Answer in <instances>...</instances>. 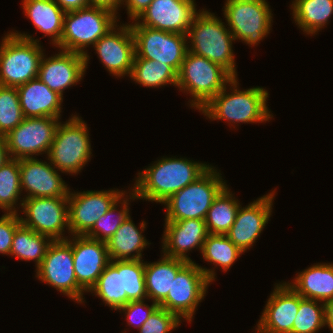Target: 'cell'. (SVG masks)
I'll return each instance as SVG.
<instances>
[{"mask_svg":"<svg viewBox=\"0 0 333 333\" xmlns=\"http://www.w3.org/2000/svg\"><path fill=\"white\" fill-rule=\"evenodd\" d=\"M130 78L145 87H161L167 84L177 86L178 73L168 64L134 58Z\"/></svg>","mask_w":333,"mask_h":333,"instance_id":"obj_33","label":"cell"},{"mask_svg":"<svg viewBox=\"0 0 333 333\" xmlns=\"http://www.w3.org/2000/svg\"><path fill=\"white\" fill-rule=\"evenodd\" d=\"M117 27L116 24L93 47L109 73L123 77L131 73L135 57V43L130 24Z\"/></svg>","mask_w":333,"mask_h":333,"instance_id":"obj_17","label":"cell"},{"mask_svg":"<svg viewBox=\"0 0 333 333\" xmlns=\"http://www.w3.org/2000/svg\"><path fill=\"white\" fill-rule=\"evenodd\" d=\"M125 191H83L68 194L69 233L86 235L96 221L116 203Z\"/></svg>","mask_w":333,"mask_h":333,"instance_id":"obj_15","label":"cell"},{"mask_svg":"<svg viewBox=\"0 0 333 333\" xmlns=\"http://www.w3.org/2000/svg\"><path fill=\"white\" fill-rule=\"evenodd\" d=\"M195 5L194 0H153L135 21L141 26L187 35L199 13Z\"/></svg>","mask_w":333,"mask_h":333,"instance_id":"obj_16","label":"cell"},{"mask_svg":"<svg viewBox=\"0 0 333 333\" xmlns=\"http://www.w3.org/2000/svg\"><path fill=\"white\" fill-rule=\"evenodd\" d=\"M181 319L158 306L139 329V333H169L180 326Z\"/></svg>","mask_w":333,"mask_h":333,"instance_id":"obj_40","label":"cell"},{"mask_svg":"<svg viewBox=\"0 0 333 333\" xmlns=\"http://www.w3.org/2000/svg\"><path fill=\"white\" fill-rule=\"evenodd\" d=\"M90 292H94L112 310H119L129 303L124 291L122 260H110Z\"/></svg>","mask_w":333,"mask_h":333,"instance_id":"obj_29","label":"cell"},{"mask_svg":"<svg viewBox=\"0 0 333 333\" xmlns=\"http://www.w3.org/2000/svg\"><path fill=\"white\" fill-rule=\"evenodd\" d=\"M52 241L48 236L37 233L21 223L15 230L10 255L20 260H34L38 267Z\"/></svg>","mask_w":333,"mask_h":333,"instance_id":"obj_31","label":"cell"},{"mask_svg":"<svg viewBox=\"0 0 333 333\" xmlns=\"http://www.w3.org/2000/svg\"><path fill=\"white\" fill-rule=\"evenodd\" d=\"M234 77L222 66L187 51L178 73L177 87L188 91L191 107L201 109Z\"/></svg>","mask_w":333,"mask_h":333,"instance_id":"obj_6","label":"cell"},{"mask_svg":"<svg viewBox=\"0 0 333 333\" xmlns=\"http://www.w3.org/2000/svg\"><path fill=\"white\" fill-rule=\"evenodd\" d=\"M129 195L130 198H123L124 196L122 195V197L116 203H114L110 207V209L96 221L95 225L86 234V236L102 242H107L115 233V231L119 228V226L130 216L128 208L129 207L128 199H137V198L133 191L132 193L130 191ZM118 203L122 204L121 205L122 210L117 209ZM115 212H116V217L114 214Z\"/></svg>","mask_w":333,"mask_h":333,"instance_id":"obj_36","label":"cell"},{"mask_svg":"<svg viewBox=\"0 0 333 333\" xmlns=\"http://www.w3.org/2000/svg\"><path fill=\"white\" fill-rule=\"evenodd\" d=\"M296 25L306 34H316L333 14V0H295L292 2Z\"/></svg>","mask_w":333,"mask_h":333,"instance_id":"obj_30","label":"cell"},{"mask_svg":"<svg viewBox=\"0 0 333 333\" xmlns=\"http://www.w3.org/2000/svg\"><path fill=\"white\" fill-rule=\"evenodd\" d=\"M36 277L78 303H84V290L78 285L74 272L72 240H54L49 245Z\"/></svg>","mask_w":333,"mask_h":333,"instance_id":"obj_12","label":"cell"},{"mask_svg":"<svg viewBox=\"0 0 333 333\" xmlns=\"http://www.w3.org/2000/svg\"><path fill=\"white\" fill-rule=\"evenodd\" d=\"M21 193L19 159H9L0 167V208L17 213L15 205Z\"/></svg>","mask_w":333,"mask_h":333,"instance_id":"obj_35","label":"cell"},{"mask_svg":"<svg viewBox=\"0 0 333 333\" xmlns=\"http://www.w3.org/2000/svg\"><path fill=\"white\" fill-rule=\"evenodd\" d=\"M23 9L35 28L49 35L56 46L61 40L65 14L57 3L54 0H23Z\"/></svg>","mask_w":333,"mask_h":333,"instance_id":"obj_28","label":"cell"},{"mask_svg":"<svg viewBox=\"0 0 333 333\" xmlns=\"http://www.w3.org/2000/svg\"><path fill=\"white\" fill-rule=\"evenodd\" d=\"M59 119L52 117L24 118L5 136L10 158H32L33 155L44 152L48 154L60 123Z\"/></svg>","mask_w":333,"mask_h":333,"instance_id":"obj_14","label":"cell"},{"mask_svg":"<svg viewBox=\"0 0 333 333\" xmlns=\"http://www.w3.org/2000/svg\"><path fill=\"white\" fill-rule=\"evenodd\" d=\"M203 10V11H202ZM194 17L187 37L191 40L188 51L225 68L233 77H237L232 41L234 36L225 27L222 20L213 13L202 9Z\"/></svg>","mask_w":333,"mask_h":333,"instance_id":"obj_3","label":"cell"},{"mask_svg":"<svg viewBox=\"0 0 333 333\" xmlns=\"http://www.w3.org/2000/svg\"><path fill=\"white\" fill-rule=\"evenodd\" d=\"M224 16L235 40L257 45L271 30L272 12L266 0H226Z\"/></svg>","mask_w":333,"mask_h":333,"instance_id":"obj_11","label":"cell"},{"mask_svg":"<svg viewBox=\"0 0 333 333\" xmlns=\"http://www.w3.org/2000/svg\"><path fill=\"white\" fill-rule=\"evenodd\" d=\"M144 300L130 301L119 310L126 314L128 325L140 329L143 323L149 318L153 311L159 306L153 302L151 306L144 303Z\"/></svg>","mask_w":333,"mask_h":333,"instance_id":"obj_41","label":"cell"},{"mask_svg":"<svg viewBox=\"0 0 333 333\" xmlns=\"http://www.w3.org/2000/svg\"><path fill=\"white\" fill-rule=\"evenodd\" d=\"M299 310V294L286 282L275 286L257 327L262 333H291Z\"/></svg>","mask_w":333,"mask_h":333,"instance_id":"obj_22","label":"cell"},{"mask_svg":"<svg viewBox=\"0 0 333 333\" xmlns=\"http://www.w3.org/2000/svg\"><path fill=\"white\" fill-rule=\"evenodd\" d=\"M72 254L77 283L89 292L110 262L106 243L86 235H75L72 238Z\"/></svg>","mask_w":333,"mask_h":333,"instance_id":"obj_18","label":"cell"},{"mask_svg":"<svg viewBox=\"0 0 333 333\" xmlns=\"http://www.w3.org/2000/svg\"><path fill=\"white\" fill-rule=\"evenodd\" d=\"M124 291L130 301L148 299L145 284V262L122 260Z\"/></svg>","mask_w":333,"mask_h":333,"instance_id":"obj_39","label":"cell"},{"mask_svg":"<svg viewBox=\"0 0 333 333\" xmlns=\"http://www.w3.org/2000/svg\"><path fill=\"white\" fill-rule=\"evenodd\" d=\"M325 325L333 333V298L324 303Z\"/></svg>","mask_w":333,"mask_h":333,"instance_id":"obj_46","label":"cell"},{"mask_svg":"<svg viewBox=\"0 0 333 333\" xmlns=\"http://www.w3.org/2000/svg\"><path fill=\"white\" fill-rule=\"evenodd\" d=\"M57 5L64 11H74L89 6L88 0H54Z\"/></svg>","mask_w":333,"mask_h":333,"instance_id":"obj_45","label":"cell"},{"mask_svg":"<svg viewBox=\"0 0 333 333\" xmlns=\"http://www.w3.org/2000/svg\"><path fill=\"white\" fill-rule=\"evenodd\" d=\"M257 333H262V331L257 327L256 328Z\"/></svg>","mask_w":333,"mask_h":333,"instance_id":"obj_48","label":"cell"},{"mask_svg":"<svg viewBox=\"0 0 333 333\" xmlns=\"http://www.w3.org/2000/svg\"><path fill=\"white\" fill-rule=\"evenodd\" d=\"M21 224L17 213H4L0 218V254L10 255L13 236Z\"/></svg>","mask_w":333,"mask_h":333,"instance_id":"obj_42","label":"cell"},{"mask_svg":"<svg viewBox=\"0 0 333 333\" xmlns=\"http://www.w3.org/2000/svg\"><path fill=\"white\" fill-rule=\"evenodd\" d=\"M188 261L163 255L162 260L145 263V284L148 299L158 305L167 297L177 273Z\"/></svg>","mask_w":333,"mask_h":333,"instance_id":"obj_27","label":"cell"},{"mask_svg":"<svg viewBox=\"0 0 333 333\" xmlns=\"http://www.w3.org/2000/svg\"><path fill=\"white\" fill-rule=\"evenodd\" d=\"M319 302L299 294V310L291 333H316L325 326L324 302Z\"/></svg>","mask_w":333,"mask_h":333,"instance_id":"obj_37","label":"cell"},{"mask_svg":"<svg viewBox=\"0 0 333 333\" xmlns=\"http://www.w3.org/2000/svg\"><path fill=\"white\" fill-rule=\"evenodd\" d=\"M287 283L303 298L326 302L333 298V264L320 263L298 273Z\"/></svg>","mask_w":333,"mask_h":333,"instance_id":"obj_25","label":"cell"},{"mask_svg":"<svg viewBox=\"0 0 333 333\" xmlns=\"http://www.w3.org/2000/svg\"><path fill=\"white\" fill-rule=\"evenodd\" d=\"M243 252L225 235L208 234L201 251L205 261L227 271Z\"/></svg>","mask_w":333,"mask_h":333,"instance_id":"obj_34","label":"cell"},{"mask_svg":"<svg viewBox=\"0 0 333 333\" xmlns=\"http://www.w3.org/2000/svg\"><path fill=\"white\" fill-rule=\"evenodd\" d=\"M85 71V55L62 50L49 58L42 55L38 78L63 97V91L76 85L84 77Z\"/></svg>","mask_w":333,"mask_h":333,"instance_id":"obj_21","label":"cell"},{"mask_svg":"<svg viewBox=\"0 0 333 333\" xmlns=\"http://www.w3.org/2000/svg\"><path fill=\"white\" fill-rule=\"evenodd\" d=\"M23 213L21 223L33 231L54 240H66L69 232L68 197H31L20 200Z\"/></svg>","mask_w":333,"mask_h":333,"instance_id":"obj_13","label":"cell"},{"mask_svg":"<svg viewBox=\"0 0 333 333\" xmlns=\"http://www.w3.org/2000/svg\"><path fill=\"white\" fill-rule=\"evenodd\" d=\"M51 163L37 158L19 159L21 191L26 197H68L69 188Z\"/></svg>","mask_w":333,"mask_h":333,"instance_id":"obj_20","label":"cell"},{"mask_svg":"<svg viewBox=\"0 0 333 333\" xmlns=\"http://www.w3.org/2000/svg\"><path fill=\"white\" fill-rule=\"evenodd\" d=\"M88 2L89 6L108 10L115 15L118 13L117 10L122 4V0H88Z\"/></svg>","mask_w":333,"mask_h":333,"instance_id":"obj_44","label":"cell"},{"mask_svg":"<svg viewBox=\"0 0 333 333\" xmlns=\"http://www.w3.org/2000/svg\"><path fill=\"white\" fill-rule=\"evenodd\" d=\"M229 84L231 93H227L225 86L200 109L205 116L211 120H227L230 124L262 123L273 117L266 105L269 95L267 90L253 87L240 91L237 88V77H234Z\"/></svg>","mask_w":333,"mask_h":333,"instance_id":"obj_2","label":"cell"},{"mask_svg":"<svg viewBox=\"0 0 333 333\" xmlns=\"http://www.w3.org/2000/svg\"><path fill=\"white\" fill-rule=\"evenodd\" d=\"M272 193L254 200L243 207L240 205L236 219L225 234L242 252L253 246L269 221L274 197Z\"/></svg>","mask_w":333,"mask_h":333,"instance_id":"obj_19","label":"cell"},{"mask_svg":"<svg viewBox=\"0 0 333 333\" xmlns=\"http://www.w3.org/2000/svg\"><path fill=\"white\" fill-rule=\"evenodd\" d=\"M87 124L79 116L59 123L48 152L50 163L62 173L77 174L92 154Z\"/></svg>","mask_w":333,"mask_h":333,"instance_id":"obj_8","label":"cell"},{"mask_svg":"<svg viewBox=\"0 0 333 333\" xmlns=\"http://www.w3.org/2000/svg\"><path fill=\"white\" fill-rule=\"evenodd\" d=\"M135 43V57L170 65L179 73L188 51L187 35L130 24Z\"/></svg>","mask_w":333,"mask_h":333,"instance_id":"obj_10","label":"cell"},{"mask_svg":"<svg viewBox=\"0 0 333 333\" xmlns=\"http://www.w3.org/2000/svg\"><path fill=\"white\" fill-rule=\"evenodd\" d=\"M210 165L185 158H162L138 173L131 189L137 199L164 203L174 193L194 182Z\"/></svg>","mask_w":333,"mask_h":333,"instance_id":"obj_1","label":"cell"},{"mask_svg":"<svg viewBox=\"0 0 333 333\" xmlns=\"http://www.w3.org/2000/svg\"><path fill=\"white\" fill-rule=\"evenodd\" d=\"M215 270L188 262L176 275L167 297L160 307L191 322L199 302L204 298L208 284L215 280Z\"/></svg>","mask_w":333,"mask_h":333,"instance_id":"obj_9","label":"cell"},{"mask_svg":"<svg viewBox=\"0 0 333 333\" xmlns=\"http://www.w3.org/2000/svg\"><path fill=\"white\" fill-rule=\"evenodd\" d=\"M146 222L135 226L129 216L115 231L112 237L105 242L110 260H141L142 251L149 244L142 231L145 230ZM133 253V254H132ZM136 253V254H134Z\"/></svg>","mask_w":333,"mask_h":333,"instance_id":"obj_26","label":"cell"},{"mask_svg":"<svg viewBox=\"0 0 333 333\" xmlns=\"http://www.w3.org/2000/svg\"><path fill=\"white\" fill-rule=\"evenodd\" d=\"M153 0H122L126 5L128 16L133 22L146 10Z\"/></svg>","mask_w":333,"mask_h":333,"instance_id":"obj_43","label":"cell"},{"mask_svg":"<svg viewBox=\"0 0 333 333\" xmlns=\"http://www.w3.org/2000/svg\"><path fill=\"white\" fill-rule=\"evenodd\" d=\"M23 119L17 87L0 85V136H6Z\"/></svg>","mask_w":333,"mask_h":333,"instance_id":"obj_38","label":"cell"},{"mask_svg":"<svg viewBox=\"0 0 333 333\" xmlns=\"http://www.w3.org/2000/svg\"><path fill=\"white\" fill-rule=\"evenodd\" d=\"M116 18L114 13L93 6L65 12L61 40L56 47L85 55L88 68L90 58L84 48L94 45L110 31L117 24Z\"/></svg>","mask_w":333,"mask_h":333,"instance_id":"obj_5","label":"cell"},{"mask_svg":"<svg viewBox=\"0 0 333 333\" xmlns=\"http://www.w3.org/2000/svg\"><path fill=\"white\" fill-rule=\"evenodd\" d=\"M163 236V255L192 262L186 254L193 248L202 251L203 244L209 234L205 220L187 219L181 221H165Z\"/></svg>","mask_w":333,"mask_h":333,"instance_id":"obj_23","label":"cell"},{"mask_svg":"<svg viewBox=\"0 0 333 333\" xmlns=\"http://www.w3.org/2000/svg\"><path fill=\"white\" fill-rule=\"evenodd\" d=\"M221 174L210 166L194 182L174 193L166 205L165 221L204 220L215 197L226 186Z\"/></svg>","mask_w":333,"mask_h":333,"instance_id":"obj_7","label":"cell"},{"mask_svg":"<svg viewBox=\"0 0 333 333\" xmlns=\"http://www.w3.org/2000/svg\"><path fill=\"white\" fill-rule=\"evenodd\" d=\"M17 92L24 118H60L63 97L38 77L18 86Z\"/></svg>","mask_w":333,"mask_h":333,"instance_id":"obj_24","label":"cell"},{"mask_svg":"<svg viewBox=\"0 0 333 333\" xmlns=\"http://www.w3.org/2000/svg\"><path fill=\"white\" fill-rule=\"evenodd\" d=\"M240 203L230 192L227 185L215 197L205 217L210 234H226L233 225Z\"/></svg>","mask_w":333,"mask_h":333,"instance_id":"obj_32","label":"cell"},{"mask_svg":"<svg viewBox=\"0 0 333 333\" xmlns=\"http://www.w3.org/2000/svg\"><path fill=\"white\" fill-rule=\"evenodd\" d=\"M39 40L10 32L0 44V85L18 87L38 77L43 50Z\"/></svg>","mask_w":333,"mask_h":333,"instance_id":"obj_4","label":"cell"},{"mask_svg":"<svg viewBox=\"0 0 333 333\" xmlns=\"http://www.w3.org/2000/svg\"><path fill=\"white\" fill-rule=\"evenodd\" d=\"M10 158L7 151L5 136H0V167L4 165Z\"/></svg>","mask_w":333,"mask_h":333,"instance_id":"obj_47","label":"cell"}]
</instances>
